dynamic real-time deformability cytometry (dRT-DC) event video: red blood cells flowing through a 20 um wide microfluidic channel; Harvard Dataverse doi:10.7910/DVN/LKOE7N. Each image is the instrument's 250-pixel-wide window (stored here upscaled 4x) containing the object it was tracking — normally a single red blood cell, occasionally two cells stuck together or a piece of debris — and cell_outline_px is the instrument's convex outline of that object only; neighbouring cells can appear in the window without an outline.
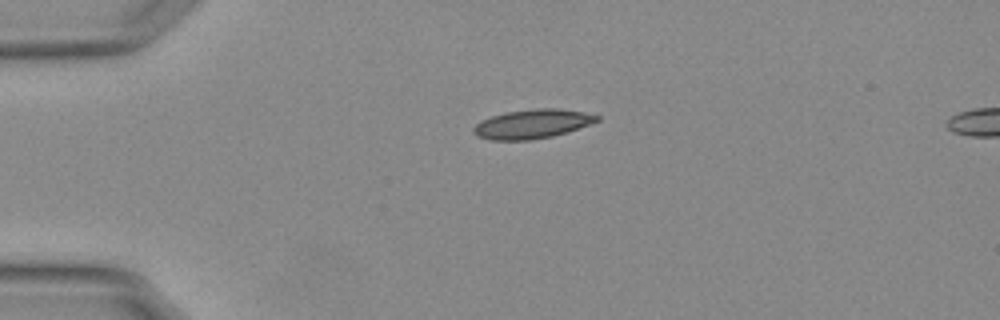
{"species": "Egyptian fruit bat (a non-hibernating species)", "species_latin": "Rousettus aegyptiacus", "temperature_condition": "warm", "stored_images_in_passage": 42, "camera_frame_rate_fps": 3000, "um_per_image_px": 0.085, "animal": {"sex": "female"}, "frame": {"image": 1, "passage_image": 1, "time_ms": 0.0, "image_size_px": [1000, 320], "cell_outline_px": [[600, 120], [552, 136], [528, 140], [492, 140], [476, 136], [472, 132], [472, 128], [480, 120], [504, 112], [536, 108], [560, 108], [584, 112], [600, 116]], "centroid_in_image_um": [45.19, 10.52], "position_along_channel_um": 39.8, "area_um2": 20.87}}
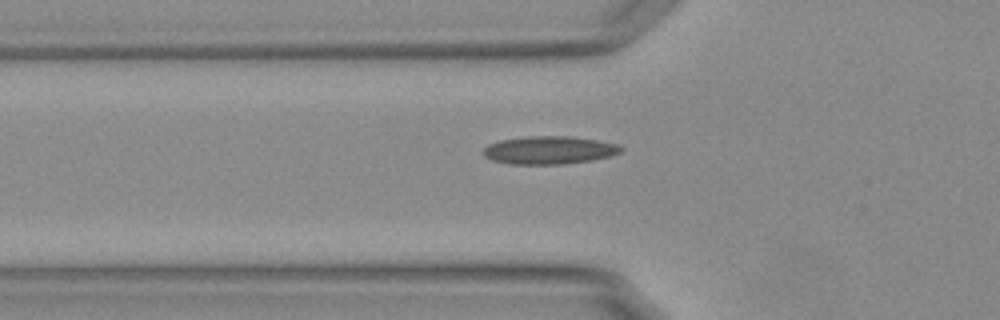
{"frame": {"image": 2, "passage_image": 7, "time_ms": 2.0, "image_size_px": [1000, 320], "cell_outline_px": [[624, 148], [620, 152], [612, 156], [592, 160], [564, 164], [512, 164], [492, 160], [484, 156], [484, 148], [488, 144], [500, 140], [528, 136], [572, 136], [596, 140], [616, 144]], "centroid_in_image_um": [46.69, 12.76], "position_along_channel_um": 79.1, "area_um2": 22.43}, "authors_computed_cell_mechanics": {"area_um2": 20.1722, "velocity_mm_per_s": 3.7763, "shape_relaxation_time_tau1_ms": 7.5062, "shape_relaxation_time_tau2_ms": 3.0875, "deformation_change_tau1": 0.2109, "deformation_change_tau2": 0.1068}}